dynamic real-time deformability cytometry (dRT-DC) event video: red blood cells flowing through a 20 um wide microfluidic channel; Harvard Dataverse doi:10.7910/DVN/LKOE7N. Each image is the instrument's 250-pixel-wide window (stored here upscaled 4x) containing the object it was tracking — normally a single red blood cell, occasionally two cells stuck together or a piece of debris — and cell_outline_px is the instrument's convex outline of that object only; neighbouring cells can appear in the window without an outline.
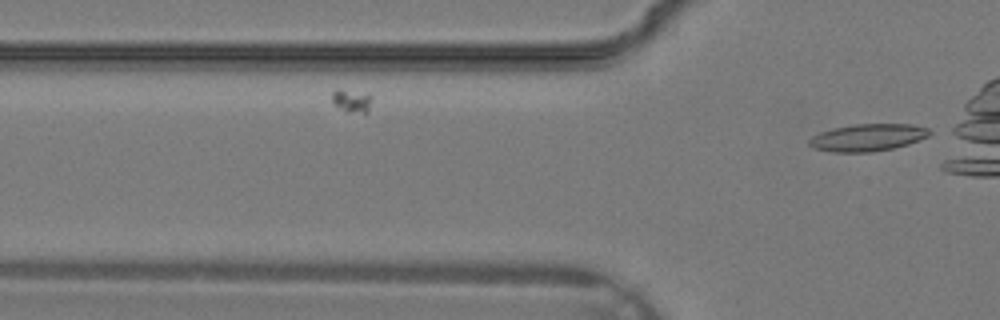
{"species": "common noctule bat (a hibernating species)", "species_latin": "Nyctalus noctula", "temperature_condition": "warm", "stored_images_in_passage": 6, "camera_frame_rate_fps": 3000, "um_per_image_px": 0.085, "animal": {"sex": "male", "body_mass_g": 19.2, "forearm_length_mm": 51.8}, "frame": {"image": 1, "passage_image": 6, "time_ms": 1.667, "image_size_px": [1000, 320], "cell_outline_px": [[936, 132], [928, 136], [908, 144], [892, 148], [872, 152], [832, 152], [812, 148], [808, 144], [808, 140], [812, 136], [820, 132], [832, 128], [852, 124], [912, 124], [928, 128]], "centroid_in_image_um": [73.75, 11.68], "position_along_channel_um": 52.0, "area_um2": 19.31}}